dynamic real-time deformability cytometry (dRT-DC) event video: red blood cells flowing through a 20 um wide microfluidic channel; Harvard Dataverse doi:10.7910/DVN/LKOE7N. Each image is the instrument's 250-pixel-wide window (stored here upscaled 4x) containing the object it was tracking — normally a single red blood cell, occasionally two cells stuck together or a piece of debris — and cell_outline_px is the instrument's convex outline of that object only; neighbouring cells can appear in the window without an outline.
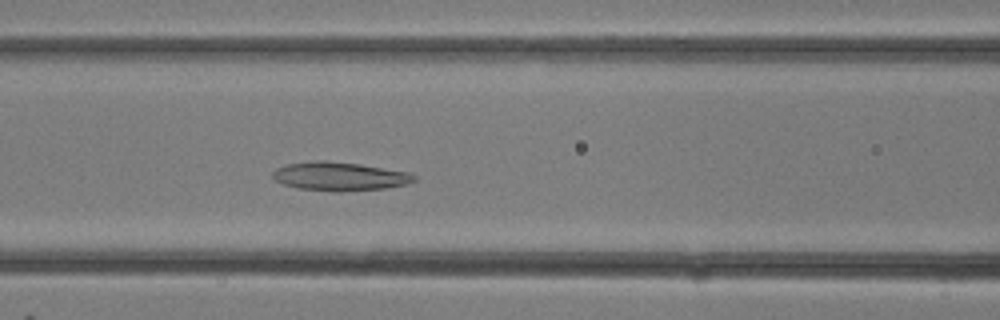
{"species": "common noctule bat (a hibernating species)", "species_latin": "Nyctalus noctula", "temperature_condition": "room temperature", "stored_images_in_passage": 14, "camera_frame_rate_fps": 3000, "um_per_image_px": 0.085, "animal": {"sex": "female"}, "frame": {"image": 1, "passage_image": 12, "time_ms": 3.667, "image_size_px": [1000, 320], "cell_outline_px": [[416, 180], [408, 184], [384, 188], [340, 192], [332, 192], [300, 188], [284, 184], [276, 180], [272, 176], [272, 172], [276, 168], [284, 164], [316, 160], [324, 160], [360, 164], [408, 172], [416, 176]], "centroid_in_image_um": [28.85, 14.98], "position_along_channel_um": 137.7, "area_um2": 23.7}}
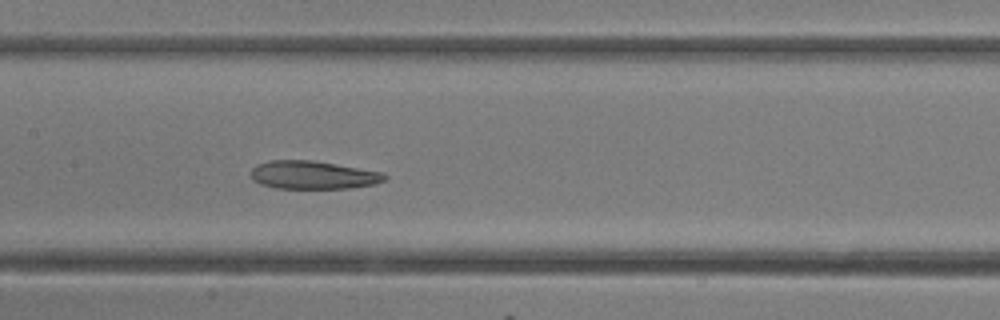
{"frame": {"image": 2, "passage_image": 14, "time_ms": 4.333, "image_size_px": [1000, 320], "cell_outline_px": [[388, 176], [384, 180], [376, 184], [348, 188], [276, 188], [260, 184], [252, 180], [252, 168], [256, 164], [268, 160], [312, 160], [384, 172]], "centroid_in_image_um": [26.61, 14.87], "position_along_channel_um": 180.8, "area_um2": 22.02}}